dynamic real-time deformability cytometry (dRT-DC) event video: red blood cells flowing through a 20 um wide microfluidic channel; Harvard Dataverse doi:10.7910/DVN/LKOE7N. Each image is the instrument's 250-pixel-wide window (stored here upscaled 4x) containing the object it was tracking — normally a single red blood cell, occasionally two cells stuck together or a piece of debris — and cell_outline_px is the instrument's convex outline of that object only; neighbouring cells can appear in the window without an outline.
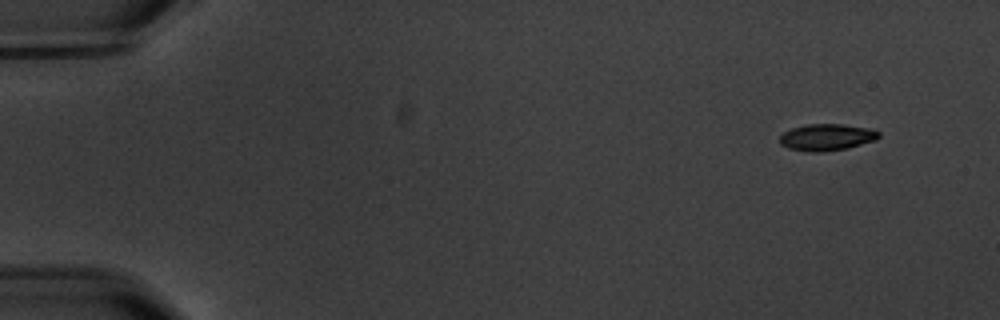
{"species": "common noctule bat (a hibernating species)", "species_latin": "Nyctalus noctula", "temperature_condition": "warm", "stored_images_in_passage": 7, "camera_frame_rate_fps": 3000, "um_per_image_px": 0.085, "animal": {"sex": "male", "body_mass_g": 20.1, "forearm_length_mm": 53.5}, "frame": {"image": 1, "passage_image": 2, "time_ms": 1.333, "image_size_px": [1000, 320], "cell_outline_px": [[880, 136], [876, 140], [844, 148], [820, 152], [808, 152], [788, 148], [780, 144], [780, 136], [784, 132], [792, 128], [804, 124], [844, 124], [876, 128], [880, 132]], "centroid_in_image_um": [70.3, 11.64], "position_along_channel_um": 14.7, "area_um2": 15.55}}
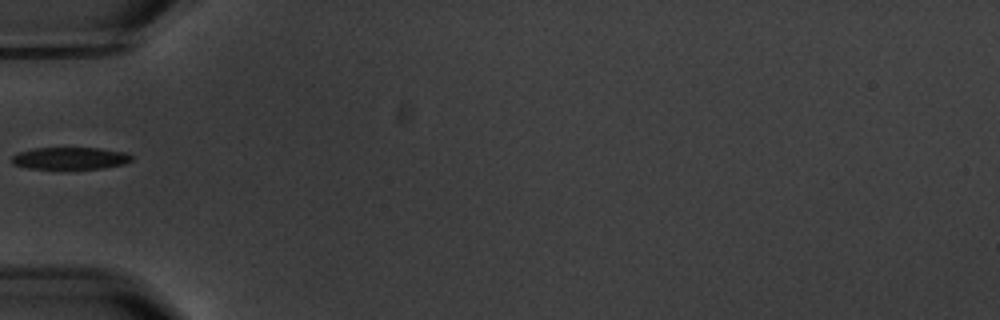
{"frame": {"image": 2, "passage_image": 6, "time_ms": 6.667, "image_size_px": [1000, 320], "cell_outline_px": [[132, 160], [124, 164], [104, 168], [28, 168], [12, 164], [12, 156], [16, 152], [32, 148], [100, 148], [124, 152], [132, 156]], "centroid_in_image_um": [5.94, 13.44], "position_along_channel_um": 79.1, "area_um2": 15.37}}
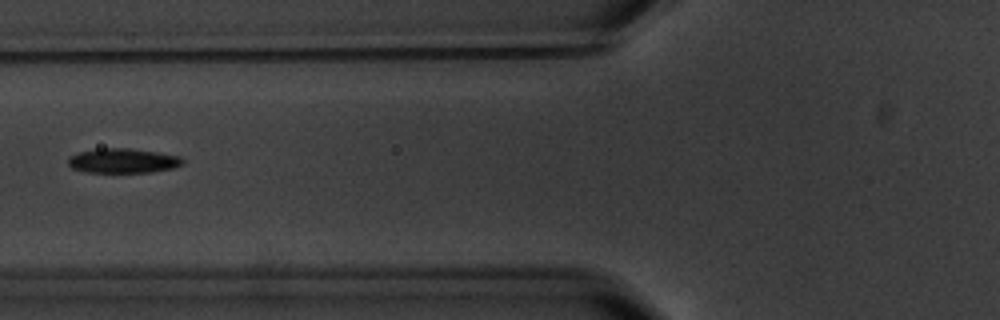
{"frame": {"image": 3, "passage_image": 7, "time_ms": 7.667, "image_size_px": [1000, 320], "cell_outline_px": [[184, 164], [172, 168], [152, 172], [84, 172], [72, 168], [68, 164], [68, 156], [80, 152], [100, 148], [128, 148], [156, 152], [180, 156], [184, 160]], "centroid_in_image_um": [10.44, 13.66], "position_along_channel_um": 115.4, "area_um2": 16.42}}